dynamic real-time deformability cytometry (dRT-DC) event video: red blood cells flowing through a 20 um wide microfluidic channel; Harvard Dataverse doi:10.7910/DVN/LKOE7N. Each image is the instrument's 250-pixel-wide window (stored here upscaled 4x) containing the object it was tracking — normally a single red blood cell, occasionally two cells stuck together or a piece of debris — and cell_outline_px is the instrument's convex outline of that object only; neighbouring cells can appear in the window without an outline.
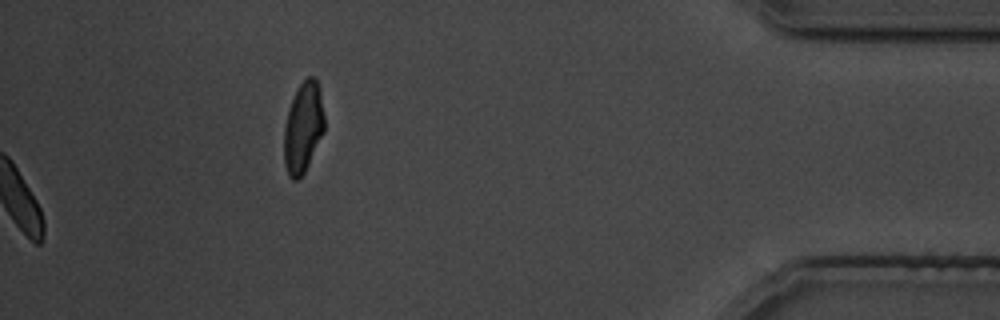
{"species": "common noctule bat (a hibernating species)", "species_latin": "Nyctalus noctula", "temperature_condition": "cold", "stored_images_in_passage": 28, "camera_frame_rate_fps": 3000, "um_per_image_px": 0.085, "animal": {"sex": "male", "body_mass_g": 19.5, "forearm_length_mm": 54.6}, "frame": {"image": 1, "passage_image": 28, "time_ms": 33.0, "image_size_px": [1000, 320], "cell_outline_px": [[324, 132], [304, 172], [296, 180], [292, 180], [288, 176], [284, 164], [284, 128], [288, 108], [300, 84], [308, 76], [312, 76], [316, 80], [320, 88], [324, 116]], "centroid_in_image_um": [25.76, 10.84], "position_along_channel_um": 409.4, "area_um2": 21.21}}